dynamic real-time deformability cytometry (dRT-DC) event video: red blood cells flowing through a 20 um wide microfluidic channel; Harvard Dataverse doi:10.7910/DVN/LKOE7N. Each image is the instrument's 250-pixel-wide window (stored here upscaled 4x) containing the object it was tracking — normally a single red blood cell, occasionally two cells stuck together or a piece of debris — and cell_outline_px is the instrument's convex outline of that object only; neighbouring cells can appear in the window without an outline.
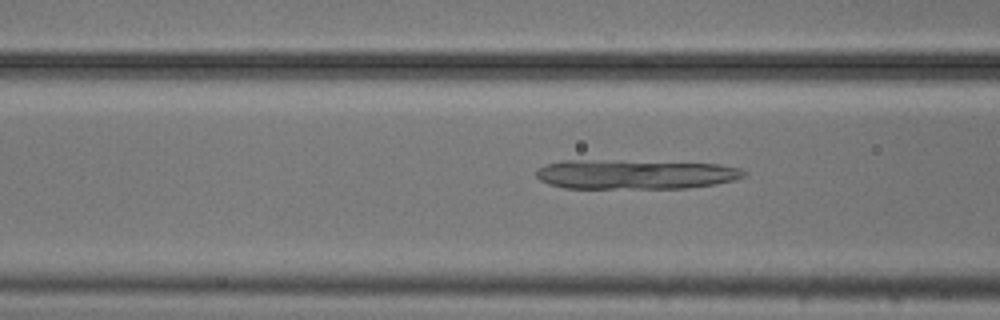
{"species": "common noctule bat (a hibernating species)", "species_latin": "Nyctalus noctula", "temperature_condition": "cold", "stored_images_in_passage": 4, "camera_frame_rate_fps": 3000, "um_per_image_px": 0.085, "animal": {"sex": "male", "body_mass_g": 20.5, "forearm_length_mm": 52.5}, "frame": {"image": 1, "passage_image": 3, "time_ms": 0.667, "image_size_px": [1000, 320], "cell_outline_px": [[744, 176], [732, 180], [716, 184], [688, 188], [564, 188], [548, 184], [540, 180], [536, 176], [536, 168], [544, 164], [560, 160], [588, 160], [720, 164], [740, 168], [744, 172]], "centroid_in_image_um": [53.9, 14.82], "position_along_channel_um": 112.7, "area_um2": 35.6}}
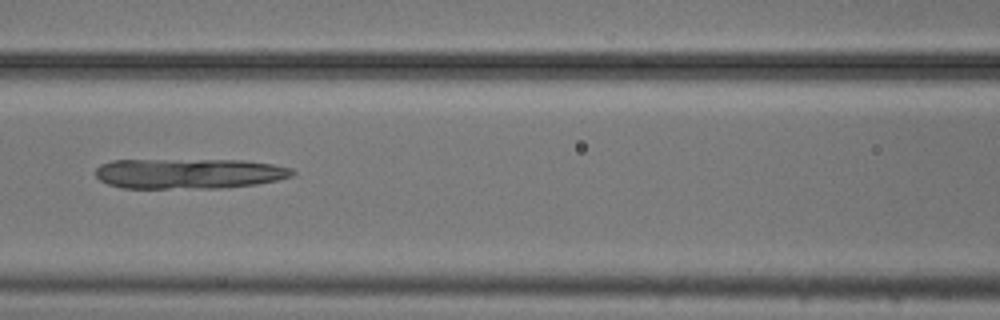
{"frame": {"image": 2, "passage_image": 4, "time_ms": 1.0, "image_size_px": [1000, 320], "cell_outline_px": [[296, 176], [256, 184], [220, 188], [120, 188], [108, 184], [100, 180], [96, 176], [96, 168], [100, 164], [112, 160], [244, 160], [272, 164], [292, 168], [296, 172]], "centroid_in_image_um": [16.07, 14.75], "position_along_channel_um": 150.5, "area_um2": 34.91}}